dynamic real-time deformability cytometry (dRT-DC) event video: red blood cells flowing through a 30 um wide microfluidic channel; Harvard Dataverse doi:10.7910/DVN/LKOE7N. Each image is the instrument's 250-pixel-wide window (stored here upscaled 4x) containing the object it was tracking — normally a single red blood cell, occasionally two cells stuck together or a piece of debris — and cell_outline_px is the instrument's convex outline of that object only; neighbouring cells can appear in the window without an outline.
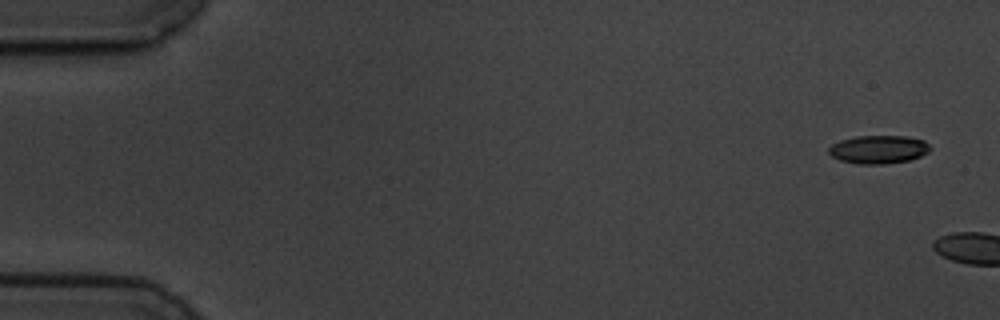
{"species": "common noctule bat (a hibernating species)", "species_latin": "Nyctalus noctula", "temperature_condition": "cold", "stored_images_in_passage": 7, "segment_of_instrument_passage": [1, 2], "camera_frame_rate_fps": 3000, "um_per_image_px": 0.085, "animal": {"sex": "male", "body_mass_g": 19.5, "forearm_length_mm": 54.6}, "frame": {"image": 1, "passage_image": 1, "time_ms": 0.0, "image_size_px": [1000, 320], "cell_outline_px": [[932, 148], [928, 152], [920, 156], [908, 160], [884, 164], [860, 164], [840, 160], [832, 156], [828, 152], [828, 148], [832, 144], [840, 140], [856, 136], [904, 136], [924, 140]], "centroid_in_image_um": [74.66, 12.7], "position_along_channel_um": 10.3, "area_um2": 16.65}}
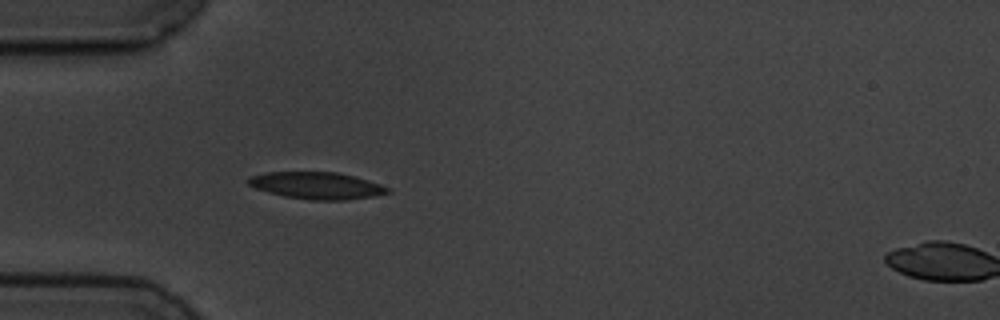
{"frame": {"image": 2, "passage_image": 6, "time_ms": 6.667, "image_size_px": [1000, 320], "cell_outline_px": [[392, 192], [372, 196], [344, 200], [308, 200], [284, 196], [268, 192], [256, 188], [248, 184], [248, 176], [264, 172], [336, 172], [368, 180], [380, 184], [388, 188]], "centroid_in_image_um": [26.89, 15.77], "position_along_channel_um": 58.1, "area_um2": 21.79}}